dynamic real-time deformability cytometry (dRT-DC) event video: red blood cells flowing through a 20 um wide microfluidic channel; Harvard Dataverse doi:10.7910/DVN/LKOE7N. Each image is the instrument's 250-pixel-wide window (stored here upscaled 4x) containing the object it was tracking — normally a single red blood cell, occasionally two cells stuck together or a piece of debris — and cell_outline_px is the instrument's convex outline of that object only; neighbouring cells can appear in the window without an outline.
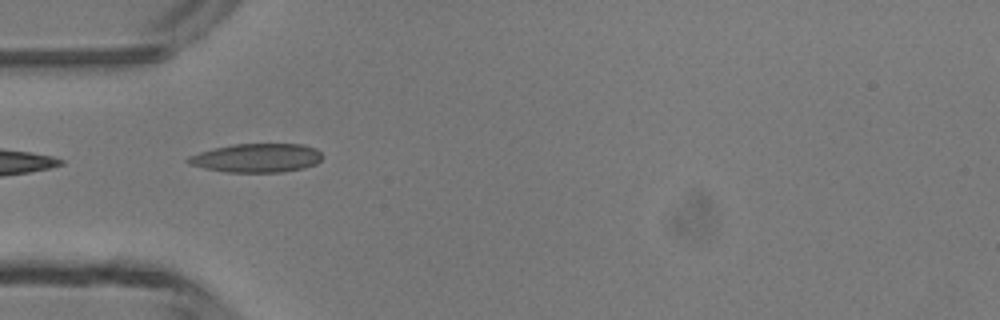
{"species": "common noctule bat (a hibernating species)", "species_latin": "Nyctalus noctula", "temperature_condition": "room temperature", "stored_images_in_passage": 4, "camera_frame_rate_fps": 3000, "um_per_image_px": 0.085, "animal": {"sex": "male", "body_mass_g": 13.3}, "frame": {"image": 1, "passage_image": 4, "time_ms": 4.333, "image_size_px": [1000, 320], "cell_outline_px": [[324, 156], [316, 164], [304, 168], [280, 172], [228, 172], [204, 168], [188, 164], [184, 160], [188, 156], [212, 148], [236, 144], [304, 144], [316, 148]], "centroid_in_image_um": [21.82, 13.42], "position_along_channel_um": 63.2, "area_um2": 22.66}}